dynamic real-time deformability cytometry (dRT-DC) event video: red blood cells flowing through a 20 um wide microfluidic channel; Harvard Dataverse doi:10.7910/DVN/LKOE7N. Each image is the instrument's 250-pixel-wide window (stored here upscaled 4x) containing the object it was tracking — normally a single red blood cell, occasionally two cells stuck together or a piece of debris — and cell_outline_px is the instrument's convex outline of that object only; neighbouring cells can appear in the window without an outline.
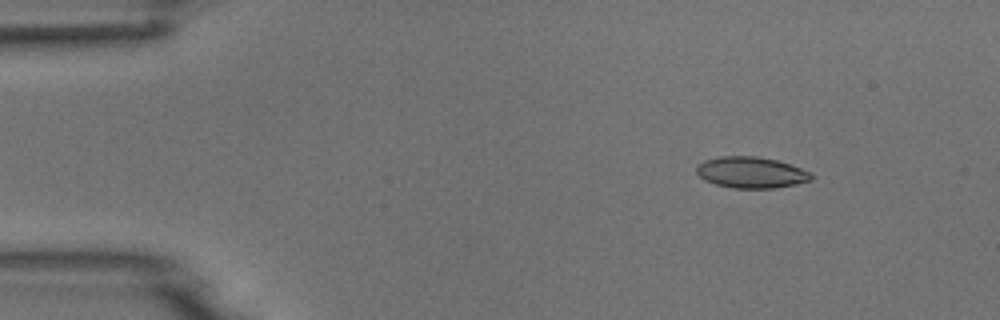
{"species": "common noctule bat (a hibernating species)", "species_latin": "Nyctalus noctula", "temperature_condition": "room temperature", "stored_images_in_passage": 4, "camera_frame_rate_fps": 3000, "um_per_image_px": 0.085, "animal": {"sex": "male", "body_mass_g": 18.8}, "frame": {"image": 1, "passage_image": 2, "time_ms": 1.333, "image_size_px": [1000, 320], "cell_outline_px": [[812, 180], [796, 184], [772, 188], [732, 188], [716, 184], [704, 180], [696, 172], [696, 168], [704, 160], [720, 156], [756, 156], [776, 160], [800, 168], [808, 172], [812, 176]], "centroid_in_image_um": [63.81, 14.66], "position_along_channel_um": 21.2, "area_um2": 20.63}}
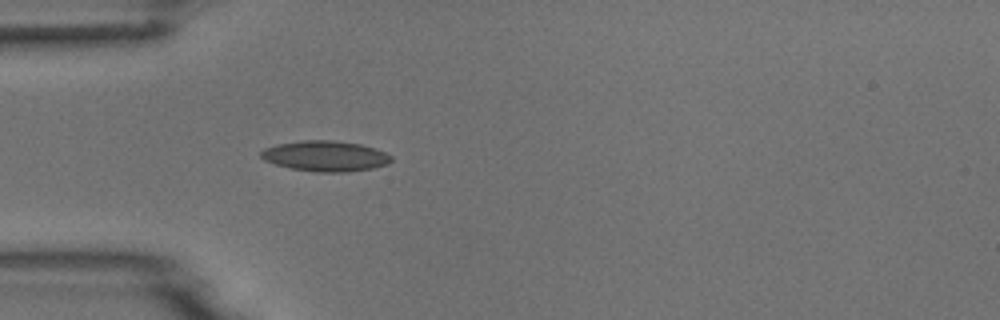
{"frame": {"image": 2, "passage_image": 4, "time_ms": 4.333, "image_size_px": [1000, 320], "cell_outline_px": [[392, 160], [388, 164], [372, 168], [348, 172], [316, 172], [292, 168], [276, 164], [264, 160], [260, 156], [260, 152], [264, 148], [276, 144], [304, 140], [332, 140], [360, 144], [376, 148], [392, 156]], "centroid_in_image_um": [27.66, 13.26], "position_along_channel_um": 57.3, "area_um2": 23.18}}